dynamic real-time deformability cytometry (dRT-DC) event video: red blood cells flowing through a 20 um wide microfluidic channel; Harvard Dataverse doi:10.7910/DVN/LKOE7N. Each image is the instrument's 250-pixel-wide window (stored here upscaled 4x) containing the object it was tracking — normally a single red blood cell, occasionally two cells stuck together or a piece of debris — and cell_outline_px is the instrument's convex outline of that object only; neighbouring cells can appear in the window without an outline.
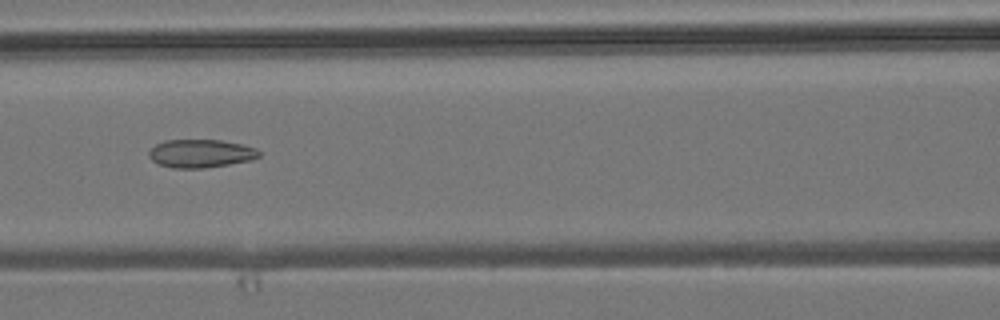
{"species": "common noctule bat (a hibernating species)", "species_latin": "Nyctalus noctula", "temperature_condition": "room temperature", "stored_images_in_passage": 7, "camera_frame_rate_fps": 3000, "um_per_image_px": 0.085, "animal": {"sex": "male", "body_mass_g": 19.2, "forearm_length_mm": 51.8}, "frame": {"image": 1, "passage_image": 7, "time_ms": 6.667, "image_size_px": [1000, 320], "cell_outline_px": [[260, 156], [252, 160], [204, 168], [172, 168], [160, 164], [152, 160], [148, 156], [148, 152], [156, 144], [164, 140], [220, 140], [240, 144], [256, 148], [260, 152]], "centroid_in_image_um": [17.05, 13.04], "position_along_channel_um": 149.5, "area_um2": 18.03}}